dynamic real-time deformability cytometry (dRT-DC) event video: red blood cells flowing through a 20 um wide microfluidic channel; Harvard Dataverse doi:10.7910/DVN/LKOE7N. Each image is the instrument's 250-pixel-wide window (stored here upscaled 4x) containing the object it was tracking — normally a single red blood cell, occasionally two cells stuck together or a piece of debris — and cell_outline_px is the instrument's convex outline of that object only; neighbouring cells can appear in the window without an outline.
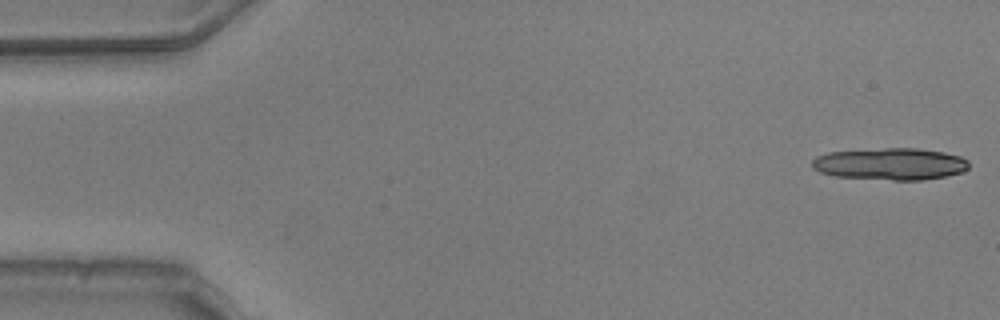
{"species": "common noctule bat (a hibernating species)", "species_latin": "Nyctalus noctula", "temperature_condition": "warm", "stored_images_in_passage": 9, "camera_frame_rate_fps": 3000, "um_per_image_px": 0.085, "animal": {"sex": "male", "body_mass_g": 20.5, "forearm_length_mm": 52.5}, "frame": {"image": 1, "passage_image": 1, "time_ms": 0.0, "image_size_px": [1000, 320], "cell_outline_px": [[968, 168], [964, 172], [948, 176], [924, 180], [892, 180], [836, 176], [820, 172], [812, 168], [812, 160], [816, 156], [828, 152], [884, 148], [916, 148], [944, 152], [960, 156], [968, 160]], "centroid_in_image_um": [75.7, 13.94], "position_along_channel_um": 9.3, "area_um2": 29.36}}